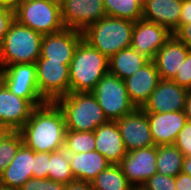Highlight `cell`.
I'll return each instance as SVG.
<instances>
[{
    "mask_svg": "<svg viewBox=\"0 0 191 190\" xmlns=\"http://www.w3.org/2000/svg\"><path fill=\"white\" fill-rule=\"evenodd\" d=\"M66 130L61 109L55 102H46L33 109L19 132L26 147L51 153L64 149Z\"/></svg>",
    "mask_w": 191,
    "mask_h": 190,
    "instance_id": "cell-1",
    "label": "cell"
},
{
    "mask_svg": "<svg viewBox=\"0 0 191 190\" xmlns=\"http://www.w3.org/2000/svg\"><path fill=\"white\" fill-rule=\"evenodd\" d=\"M109 59L82 39L69 66L70 93L91 92L109 71Z\"/></svg>",
    "mask_w": 191,
    "mask_h": 190,
    "instance_id": "cell-2",
    "label": "cell"
},
{
    "mask_svg": "<svg viewBox=\"0 0 191 190\" xmlns=\"http://www.w3.org/2000/svg\"><path fill=\"white\" fill-rule=\"evenodd\" d=\"M135 22L106 16L89 25L83 39L108 59L122 49L131 47Z\"/></svg>",
    "mask_w": 191,
    "mask_h": 190,
    "instance_id": "cell-3",
    "label": "cell"
},
{
    "mask_svg": "<svg viewBox=\"0 0 191 190\" xmlns=\"http://www.w3.org/2000/svg\"><path fill=\"white\" fill-rule=\"evenodd\" d=\"M55 103L63 113L67 130L91 132L108 122L91 92L69 93Z\"/></svg>",
    "mask_w": 191,
    "mask_h": 190,
    "instance_id": "cell-4",
    "label": "cell"
},
{
    "mask_svg": "<svg viewBox=\"0 0 191 190\" xmlns=\"http://www.w3.org/2000/svg\"><path fill=\"white\" fill-rule=\"evenodd\" d=\"M42 37L41 33L14 20L0 45V68L36 63L40 57Z\"/></svg>",
    "mask_w": 191,
    "mask_h": 190,
    "instance_id": "cell-5",
    "label": "cell"
},
{
    "mask_svg": "<svg viewBox=\"0 0 191 190\" xmlns=\"http://www.w3.org/2000/svg\"><path fill=\"white\" fill-rule=\"evenodd\" d=\"M14 14L18 23L42 35L56 33L65 28L60 6L47 0H20Z\"/></svg>",
    "mask_w": 191,
    "mask_h": 190,
    "instance_id": "cell-6",
    "label": "cell"
},
{
    "mask_svg": "<svg viewBox=\"0 0 191 190\" xmlns=\"http://www.w3.org/2000/svg\"><path fill=\"white\" fill-rule=\"evenodd\" d=\"M91 93L108 121H116L136 109L128 96L124 80L109 71L98 81Z\"/></svg>",
    "mask_w": 191,
    "mask_h": 190,
    "instance_id": "cell-7",
    "label": "cell"
},
{
    "mask_svg": "<svg viewBox=\"0 0 191 190\" xmlns=\"http://www.w3.org/2000/svg\"><path fill=\"white\" fill-rule=\"evenodd\" d=\"M35 65L38 90L46 102H55L70 93V65L49 59H38Z\"/></svg>",
    "mask_w": 191,
    "mask_h": 190,
    "instance_id": "cell-8",
    "label": "cell"
},
{
    "mask_svg": "<svg viewBox=\"0 0 191 190\" xmlns=\"http://www.w3.org/2000/svg\"><path fill=\"white\" fill-rule=\"evenodd\" d=\"M0 79L11 93L27 99L34 107L46 103L38 90L35 63L11 64L0 68Z\"/></svg>",
    "mask_w": 191,
    "mask_h": 190,
    "instance_id": "cell-9",
    "label": "cell"
},
{
    "mask_svg": "<svg viewBox=\"0 0 191 190\" xmlns=\"http://www.w3.org/2000/svg\"><path fill=\"white\" fill-rule=\"evenodd\" d=\"M60 9L64 27L81 32L107 16L103 0H64Z\"/></svg>",
    "mask_w": 191,
    "mask_h": 190,
    "instance_id": "cell-10",
    "label": "cell"
},
{
    "mask_svg": "<svg viewBox=\"0 0 191 190\" xmlns=\"http://www.w3.org/2000/svg\"><path fill=\"white\" fill-rule=\"evenodd\" d=\"M157 146L132 150L119 164L123 174L132 186H142L157 173Z\"/></svg>",
    "mask_w": 191,
    "mask_h": 190,
    "instance_id": "cell-11",
    "label": "cell"
},
{
    "mask_svg": "<svg viewBox=\"0 0 191 190\" xmlns=\"http://www.w3.org/2000/svg\"><path fill=\"white\" fill-rule=\"evenodd\" d=\"M127 152L154 145L148 115L141 108L116 120Z\"/></svg>",
    "mask_w": 191,
    "mask_h": 190,
    "instance_id": "cell-12",
    "label": "cell"
},
{
    "mask_svg": "<svg viewBox=\"0 0 191 190\" xmlns=\"http://www.w3.org/2000/svg\"><path fill=\"white\" fill-rule=\"evenodd\" d=\"M83 39L81 31L64 28L63 30L46 34L42 37L40 57L50 61H63L70 65L79 42Z\"/></svg>",
    "mask_w": 191,
    "mask_h": 190,
    "instance_id": "cell-13",
    "label": "cell"
},
{
    "mask_svg": "<svg viewBox=\"0 0 191 190\" xmlns=\"http://www.w3.org/2000/svg\"><path fill=\"white\" fill-rule=\"evenodd\" d=\"M172 35L168 28L141 18L135 22L131 47L153 60Z\"/></svg>",
    "mask_w": 191,
    "mask_h": 190,
    "instance_id": "cell-14",
    "label": "cell"
},
{
    "mask_svg": "<svg viewBox=\"0 0 191 190\" xmlns=\"http://www.w3.org/2000/svg\"><path fill=\"white\" fill-rule=\"evenodd\" d=\"M187 92L174 81L161 79L141 109L146 113L184 111Z\"/></svg>",
    "mask_w": 191,
    "mask_h": 190,
    "instance_id": "cell-15",
    "label": "cell"
},
{
    "mask_svg": "<svg viewBox=\"0 0 191 190\" xmlns=\"http://www.w3.org/2000/svg\"><path fill=\"white\" fill-rule=\"evenodd\" d=\"M35 107L24 98L11 93L0 81V122L12 131H19L30 118Z\"/></svg>",
    "mask_w": 191,
    "mask_h": 190,
    "instance_id": "cell-16",
    "label": "cell"
},
{
    "mask_svg": "<svg viewBox=\"0 0 191 190\" xmlns=\"http://www.w3.org/2000/svg\"><path fill=\"white\" fill-rule=\"evenodd\" d=\"M161 78L153 60L124 79L128 96L136 108H142Z\"/></svg>",
    "mask_w": 191,
    "mask_h": 190,
    "instance_id": "cell-17",
    "label": "cell"
},
{
    "mask_svg": "<svg viewBox=\"0 0 191 190\" xmlns=\"http://www.w3.org/2000/svg\"><path fill=\"white\" fill-rule=\"evenodd\" d=\"M147 115L155 146L174 144L187 121L184 111L147 113Z\"/></svg>",
    "mask_w": 191,
    "mask_h": 190,
    "instance_id": "cell-18",
    "label": "cell"
},
{
    "mask_svg": "<svg viewBox=\"0 0 191 190\" xmlns=\"http://www.w3.org/2000/svg\"><path fill=\"white\" fill-rule=\"evenodd\" d=\"M94 135V150L102 154L110 164L119 165L127 154V150L116 121H108L97 127Z\"/></svg>",
    "mask_w": 191,
    "mask_h": 190,
    "instance_id": "cell-19",
    "label": "cell"
},
{
    "mask_svg": "<svg viewBox=\"0 0 191 190\" xmlns=\"http://www.w3.org/2000/svg\"><path fill=\"white\" fill-rule=\"evenodd\" d=\"M189 51L190 49L183 42L172 35L153 59L160 78L172 80L185 61Z\"/></svg>",
    "mask_w": 191,
    "mask_h": 190,
    "instance_id": "cell-20",
    "label": "cell"
},
{
    "mask_svg": "<svg viewBox=\"0 0 191 190\" xmlns=\"http://www.w3.org/2000/svg\"><path fill=\"white\" fill-rule=\"evenodd\" d=\"M33 164L34 151L23 144L0 175V185L19 190L27 180L33 178Z\"/></svg>",
    "mask_w": 191,
    "mask_h": 190,
    "instance_id": "cell-21",
    "label": "cell"
},
{
    "mask_svg": "<svg viewBox=\"0 0 191 190\" xmlns=\"http://www.w3.org/2000/svg\"><path fill=\"white\" fill-rule=\"evenodd\" d=\"M183 0H145L142 18L173 32L179 25Z\"/></svg>",
    "mask_w": 191,
    "mask_h": 190,
    "instance_id": "cell-22",
    "label": "cell"
},
{
    "mask_svg": "<svg viewBox=\"0 0 191 190\" xmlns=\"http://www.w3.org/2000/svg\"><path fill=\"white\" fill-rule=\"evenodd\" d=\"M69 161L75 180L89 183L110 165L107 159L96 150L69 154Z\"/></svg>",
    "mask_w": 191,
    "mask_h": 190,
    "instance_id": "cell-23",
    "label": "cell"
},
{
    "mask_svg": "<svg viewBox=\"0 0 191 190\" xmlns=\"http://www.w3.org/2000/svg\"><path fill=\"white\" fill-rule=\"evenodd\" d=\"M149 61V58L138 53L132 47H128L109 58L108 68L110 73L124 80L132 76Z\"/></svg>",
    "mask_w": 191,
    "mask_h": 190,
    "instance_id": "cell-24",
    "label": "cell"
},
{
    "mask_svg": "<svg viewBox=\"0 0 191 190\" xmlns=\"http://www.w3.org/2000/svg\"><path fill=\"white\" fill-rule=\"evenodd\" d=\"M183 153L174 145H158L157 146V173L175 177L182 172Z\"/></svg>",
    "mask_w": 191,
    "mask_h": 190,
    "instance_id": "cell-25",
    "label": "cell"
},
{
    "mask_svg": "<svg viewBox=\"0 0 191 190\" xmlns=\"http://www.w3.org/2000/svg\"><path fill=\"white\" fill-rule=\"evenodd\" d=\"M93 190H131L132 185L123 174L120 165L110 164L91 182Z\"/></svg>",
    "mask_w": 191,
    "mask_h": 190,
    "instance_id": "cell-26",
    "label": "cell"
},
{
    "mask_svg": "<svg viewBox=\"0 0 191 190\" xmlns=\"http://www.w3.org/2000/svg\"><path fill=\"white\" fill-rule=\"evenodd\" d=\"M145 0H103L107 16L128 19L133 22L142 18Z\"/></svg>",
    "mask_w": 191,
    "mask_h": 190,
    "instance_id": "cell-27",
    "label": "cell"
},
{
    "mask_svg": "<svg viewBox=\"0 0 191 190\" xmlns=\"http://www.w3.org/2000/svg\"><path fill=\"white\" fill-rule=\"evenodd\" d=\"M49 179L65 185L75 180L71 171L69 154L65 149L50 153Z\"/></svg>",
    "mask_w": 191,
    "mask_h": 190,
    "instance_id": "cell-28",
    "label": "cell"
},
{
    "mask_svg": "<svg viewBox=\"0 0 191 190\" xmlns=\"http://www.w3.org/2000/svg\"><path fill=\"white\" fill-rule=\"evenodd\" d=\"M64 149L68 154L90 152L95 149V135L91 132L66 130Z\"/></svg>",
    "mask_w": 191,
    "mask_h": 190,
    "instance_id": "cell-29",
    "label": "cell"
},
{
    "mask_svg": "<svg viewBox=\"0 0 191 190\" xmlns=\"http://www.w3.org/2000/svg\"><path fill=\"white\" fill-rule=\"evenodd\" d=\"M22 145L23 139L19 131H13L0 143V175L9 166Z\"/></svg>",
    "mask_w": 191,
    "mask_h": 190,
    "instance_id": "cell-30",
    "label": "cell"
},
{
    "mask_svg": "<svg viewBox=\"0 0 191 190\" xmlns=\"http://www.w3.org/2000/svg\"><path fill=\"white\" fill-rule=\"evenodd\" d=\"M142 187L146 190H176L175 177L156 173Z\"/></svg>",
    "mask_w": 191,
    "mask_h": 190,
    "instance_id": "cell-31",
    "label": "cell"
},
{
    "mask_svg": "<svg viewBox=\"0 0 191 190\" xmlns=\"http://www.w3.org/2000/svg\"><path fill=\"white\" fill-rule=\"evenodd\" d=\"M64 187L65 184L50 180L49 178H30L19 190H63Z\"/></svg>",
    "mask_w": 191,
    "mask_h": 190,
    "instance_id": "cell-32",
    "label": "cell"
},
{
    "mask_svg": "<svg viewBox=\"0 0 191 190\" xmlns=\"http://www.w3.org/2000/svg\"><path fill=\"white\" fill-rule=\"evenodd\" d=\"M49 159L50 153L34 151L33 178H49Z\"/></svg>",
    "mask_w": 191,
    "mask_h": 190,
    "instance_id": "cell-33",
    "label": "cell"
},
{
    "mask_svg": "<svg viewBox=\"0 0 191 190\" xmlns=\"http://www.w3.org/2000/svg\"><path fill=\"white\" fill-rule=\"evenodd\" d=\"M174 145L185 157L191 156V121H186L184 127L178 133Z\"/></svg>",
    "mask_w": 191,
    "mask_h": 190,
    "instance_id": "cell-34",
    "label": "cell"
},
{
    "mask_svg": "<svg viewBox=\"0 0 191 190\" xmlns=\"http://www.w3.org/2000/svg\"><path fill=\"white\" fill-rule=\"evenodd\" d=\"M179 86L191 89V50L188 52L185 61L172 79Z\"/></svg>",
    "mask_w": 191,
    "mask_h": 190,
    "instance_id": "cell-35",
    "label": "cell"
},
{
    "mask_svg": "<svg viewBox=\"0 0 191 190\" xmlns=\"http://www.w3.org/2000/svg\"><path fill=\"white\" fill-rule=\"evenodd\" d=\"M14 20V10L5 6H0V45Z\"/></svg>",
    "mask_w": 191,
    "mask_h": 190,
    "instance_id": "cell-36",
    "label": "cell"
},
{
    "mask_svg": "<svg viewBox=\"0 0 191 190\" xmlns=\"http://www.w3.org/2000/svg\"><path fill=\"white\" fill-rule=\"evenodd\" d=\"M189 23H191V0H183L179 25L172 33L174 34L180 27Z\"/></svg>",
    "mask_w": 191,
    "mask_h": 190,
    "instance_id": "cell-37",
    "label": "cell"
},
{
    "mask_svg": "<svg viewBox=\"0 0 191 190\" xmlns=\"http://www.w3.org/2000/svg\"><path fill=\"white\" fill-rule=\"evenodd\" d=\"M173 35L191 50V23L183 25Z\"/></svg>",
    "mask_w": 191,
    "mask_h": 190,
    "instance_id": "cell-38",
    "label": "cell"
},
{
    "mask_svg": "<svg viewBox=\"0 0 191 190\" xmlns=\"http://www.w3.org/2000/svg\"><path fill=\"white\" fill-rule=\"evenodd\" d=\"M176 190H191V176L180 172L175 176Z\"/></svg>",
    "mask_w": 191,
    "mask_h": 190,
    "instance_id": "cell-39",
    "label": "cell"
},
{
    "mask_svg": "<svg viewBox=\"0 0 191 190\" xmlns=\"http://www.w3.org/2000/svg\"><path fill=\"white\" fill-rule=\"evenodd\" d=\"M63 190H93V188L89 182L74 180L66 184Z\"/></svg>",
    "mask_w": 191,
    "mask_h": 190,
    "instance_id": "cell-40",
    "label": "cell"
},
{
    "mask_svg": "<svg viewBox=\"0 0 191 190\" xmlns=\"http://www.w3.org/2000/svg\"><path fill=\"white\" fill-rule=\"evenodd\" d=\"M184 113L187 121H191V89H188Z\"/></svg>",
    "mask_w": 191,
    "mask_h": 190,
    "instance_id": "cell-41",
    "label": "cell"
},
{
    "mask_svg": "<svg viewBox=\"0 0 191 190\" xmlns=\"http://www.w3.org/2000/svg\"><path fill=\"white\" fill-rule=\"evenodd\" d=\"M13 131L5 124L0 122V143Z\"/></svg>",
    "mask_w": 191,
    "mask_h": 190,
    "instance_id": "cell-42",
    "label": "cell"
},
{
    "mask_svg": "<svg viewBox=\"0 0 191 190\" xmlns=\"http://www.w3.org/2000/svg\"><path fill=\"white\" fill-rule=\"evenodd\" d=\"M182 172L191 176V156L184 157Z\"/></svg>",
    "mask_w": 191,
    "mask_h": 190,
    "instance_id": "cell-43",
    "label": "cell"
},
{
    "mask_svg": "<svg viewBox=\"0 0 191 190\" xmlns=\"http://www.w3.org/2000/svg\"><path fill=\"white\" fill-rule=\"evenodd\" d=\"M20 0H0V6H5L11 9H15Z\"/></svg>",
    "mask_w": 191,
    "mask_h": 190,
    "instance_id": "cell-44",
    "label": "cell"
},
{
    "mask_svg": "<svg viewBox=\"0 0 191 190\" xmlns=\"http://www.w3.org/2000/svg\"><path fill=\"white\" fill-rule=\"evenodd\" d=\"M48 2L54 3L58 6H61L64 0H47Z\"/></svg>",
    "mask_w": 191,
    "mask_h": 190,
    "instance_id": "cell-45",
    "label": "cell"
},
{
    "mask_svg": "<svg viewBox=\"0 0 191 190\" xmlns=\"http://www.w3.org/2000/svg\"><path fill=\"white\" fill-rule=\"evenodd\" d=\"M131 190H146V189L142 186H133Z\"/></svg>",
    "mask_w": 191,
    "mask_h": 190,
    "instance_id": "cell-46",
    "label": "cell"
},
{
    "mask_svg": "<svg viewBox=\"0 0 191 190\" xmlns=\"http://www.w3.org/2000/svg\"><path fill=\"white\" fill-rule=\"evenodd\" d=\"M0 190H17V189H11L0 185Z\"/></svg>",
    "mask_w": 191,
    "mask_h": 190,
    "instance_id": "cell-47",
    "label": "cell"
}]
</instances>
